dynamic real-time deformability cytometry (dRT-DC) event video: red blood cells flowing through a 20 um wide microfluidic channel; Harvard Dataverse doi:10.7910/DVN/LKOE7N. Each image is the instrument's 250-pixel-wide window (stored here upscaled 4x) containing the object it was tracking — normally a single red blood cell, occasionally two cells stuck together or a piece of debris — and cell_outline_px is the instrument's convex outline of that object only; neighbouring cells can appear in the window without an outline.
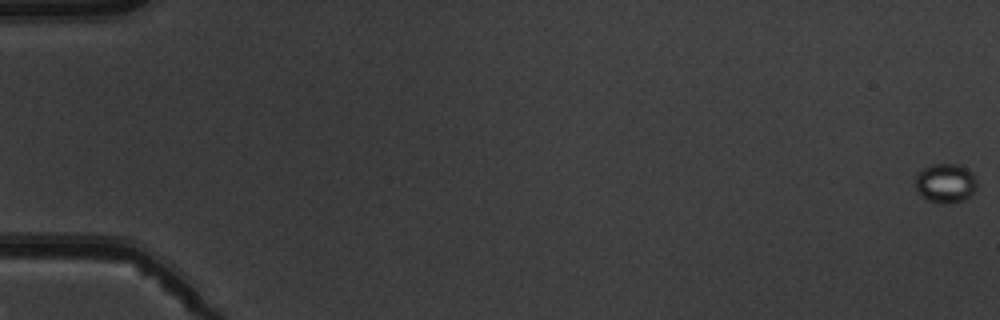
{"species": "common noctule bat (a hibernating species)", "species_latin": "Nyctalus noctula", "temperature_condition": "warm", "stored_images_in_passage": 8, "camera_frame_rate_fps": 3000, "um_per_image_px": 0.085, "animal": {"sex": "male", "body_mass_g": 19.5, "forearm_length_mm": 54.6}, "frame": {"image": 1, "passage_image": 1, "time_ms": 0.0, "image_size_px": [1000, 320], "cell_outline_px": [[976, 188], [964, 200], [928, 200], [920, 196], [916, 188], [916, 176], [924, 168], [932, 164], [956, 164], [972, 172], [976, 176]], "centroid_in_image_um": [80.36, 15.51], "position_along_channel_um": 4.6, "area_um2": 13.41}}